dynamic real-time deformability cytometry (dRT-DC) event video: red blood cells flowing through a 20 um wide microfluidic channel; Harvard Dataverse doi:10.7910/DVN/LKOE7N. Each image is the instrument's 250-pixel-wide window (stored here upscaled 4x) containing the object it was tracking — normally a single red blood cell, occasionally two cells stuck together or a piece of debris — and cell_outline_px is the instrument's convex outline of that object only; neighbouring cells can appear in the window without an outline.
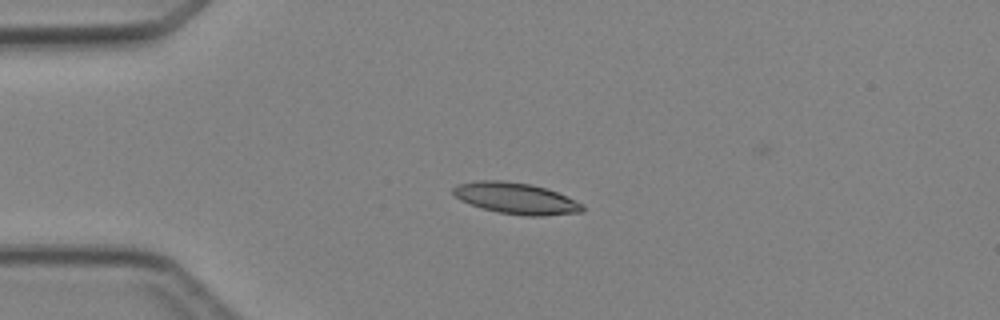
{"species": "Egyptian fruit bat (a non-hibernating species)", "species_latin": "Rousettus aegyptiacus", "temperature_condition": "cold", "stored_images_in_passage": 7, "camera_frame_rate_fps": 3000, "um_per_image_px": 0.085, "animal": {"sex": "female"}, "frame": {"image": 1, "passage_image": 4, "time_ms": 3.333, "image_size_px": [1000, 320], "cell_outline_px": [[584, 212], [540, 216], [524, 216], [500, 212], [484, 208], [460, 200], [452, 192], [452, 188], [460, 184], [476, 180], [504, 180], [532, 184], [548, 188], [584, 204]], "centroid_in_image_um": [43.9, 16.85], "position_along_channel_um": 41.1, "area_um2": 23.58}}
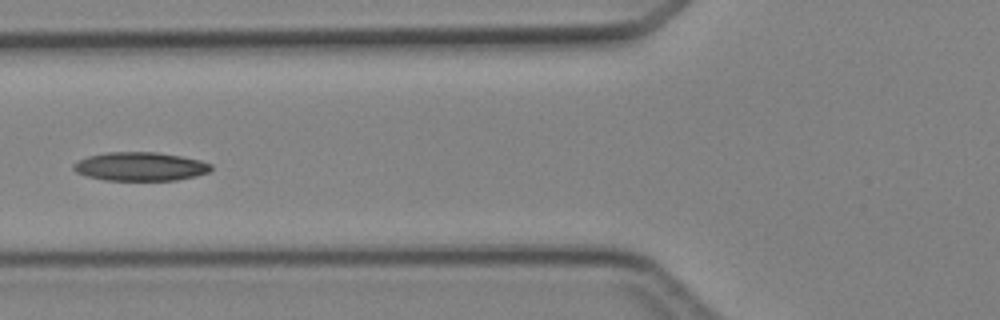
{"frame": {"image": 2, "passage_image": 6, "time_ms": 5.667, "image_size_px": [1000, 320], "cell_outline_px": [[212, 168], [208, 172], [196, 176], [176, 180], [104, 180], [88, 176], [76, 172], [72, 168], [80, 160], [88, 156], [108, 152], [156, 152], [180, 156], [200, 160], [212, 164]], "centroid_in_image_um": [11.95, 14.15], "position_along_channel_um": 113.8, "area_um2": 22.77}}
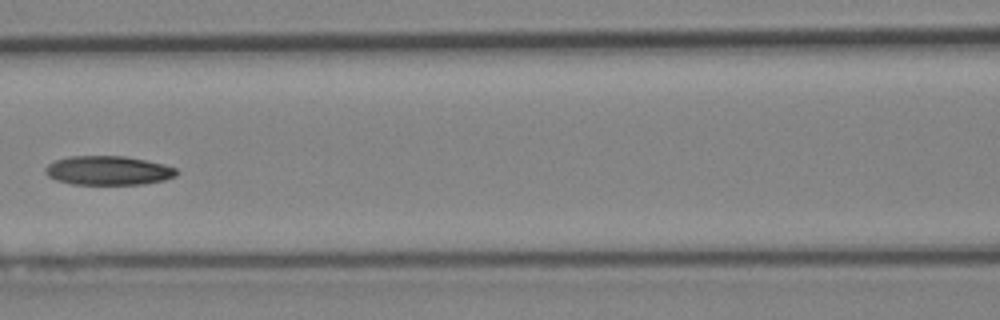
{"frame": {"image": 3, "passage_image": 7, "time_ms": 6.667, "image_size_px": [1000, 320], "cell_outline_px": [[176, 176], [164, 180], [144, 184], [72, 184], [56, 180], [48, 176], [44, 172], [44, 168], [48, 164], [56, 160], [68, 156], [124, 156], [164, 164], [176, 168]], "centroid_in_image_um": [9.17, 14.49], "position_along_channel_um": 157.4, "area_um2": 22.2}}